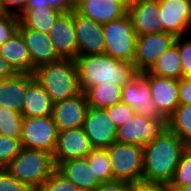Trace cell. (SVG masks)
I'll list each match as a JSON object with an SVG mask.
<instances>
[{
	"instance_id": "7bdbcfd3",
	"label": "cell",
	"mask_w": 191,
	"mask_h": 191,
	"mask_svg": "<svg viewBox=\"0 0 191 191\" xmlns=\"http://www.w3.org/2000/svg\"><path fill=\"white\" fill-rule=\"evenodd\" d=\"M15 72L8 63L0 56V81L12 77Z\"/></svg>"
},
{
	"instance_id": "484cf974",
	"label": "cell",
	"mask_w": 191,
	"mask_h": 191,
	"mask_svg": "<svg viewBox=\"0 0 191 191\" xmlns=\"http://www.w3.org/2000/svg\"><path fill=\"white\" fill-rule=\"evenodd\" d=\"M89 107L105 109L120 103L122 87L115 84H100L86 88L84 91Z\"/></svg>"
},
{
	"instance_id": "f546056e",
	"label": "cell",
	"mask_w": 191,
	"mask_h": 191,
	"mask_svg": "<svg viewBox=\"0 0 191 191\" xmlns=\"http://www.w3.org/2000/svg\"><path fill=\"white\" fill-rule=\"evenodd\" d=\"M24 116L0 106V134L9 138H20Z\"/></svg>"
},
{
	"instance_id": "7a4b0ae2",
	"label": "cell",
	"mask_w": 191,
	"mask_h": 191,
	"mask_svg": "<svg viewBox=\"0 0 191 191\" xmlns=\"http://www.w3.org/2000/svg\"><path fill=\"white\" fill-rule=\"evenodd\" d=\"M75 62L82 91L100 84L123 87L138 74L133 64L117 60L105 53L77 56Z\"/></svg>"
},
{
	"instance_id": "4fadbf2b",
	"label": "cell",
	"mask_w": 191,
	"mask_h": 191,
	"mask_svg": "<svg viewBox=\"0 0 191 191\" xmlns=\"http://www.w3.org/2000/svg\"><path fill=\"white\" fill-rule=\"evenodd\" d=\"M93 147L82 127L58 132L53 152L56 168L64 161L85 158Z\"/></svg>"
},
{
	"instance_id": "bcb514c9",
	"label": "cell",
	"mask_w": 191,
	"mask_h": 191,
	"mask_svg": "<svg viewBox=\"0 0 191 191\" xmlns=\"http://www.w3.org/2000/svg\"><path fill=\"white\" fill-rule=\"evenodd\" d=\"M168 191H174L168 184Z\"/></svg>"
},
{
	"instance_id": "9c48e42d",
	"label": "cell",
	"mask_w": 191,
	"mask_h": 191,
	"mask_svg": "<svg viewBox=\"0 0 191 191\" xmlns=\"http://www.w3.org/2000/svg\"><path fill=\"white\" fill-rule=\"evenodd\" d=\"M176 38L174 34L168 32H156L138 36L133 60L137 72L148 71L175 44Z\"/></svg>"
},
{
	"instance_id": "44dd1931",
	"label": "cell",
	"mask_w": 191,
	"mask_h": 191,
	"mask_svg": "<svg viewBox=\"0 0 191 191\" xmlns=\"http://www.w3.org/2000/svg\"><path fill=\"white\" fill-rule=\"evenodd\" d=\"M34 79L33 74L15 73L0 81V106L22 114L27 87Z\"/></svg>"
},
{
	"instance_id": "60d3db41",
	"label": "cell",
	"mask_w": 191,
	"mask_h": 191,
	"mask_svg": "<svg viewBox=\"0 0 191 191\" xmlns=\"http://www.w3.org/2000/svg\"><path fill=\"white\" fill-rule=\"evenodd\" d=\"M132 191H168V184L140 182L134 184Z\"/></svg>"
},
{
	"instance_id": "d6986e66",
	"label": "cell",
	"mask_w": 191,
	"mask_h": 191,
	"mask_svg": "<svg viewBox=\"0 0 191 191\" xmlns=\"http://www.w3.org/2000/svg\"><path fill=\"white\" fill-rule=\"evenodd\" d=\"M48 36L61 58L75 60L78 56V44L74 26V10L62 13L55 21Z\"/></svg>"
},
{
	"instance_id": "ab89813d",
	"label": "cell",
	"mask_w": 191,
	"mask_h": 191,
	"mask_svg": "<svg viewBox=\"0 0 191 191\" xmlns=\"http://www.w3.org/2000/svg\"><path fill=\"white\" fill-rule=\"evenodd\" d=\"M179 103L191 104V78H181L179 81Z\"/></svg>"
},
{
	"instance_id": "2e32d148",
	"label": "cell",
	"mask_w": 191,
	"mask_h": 191,
	"mask_svg": "<svg viewBox=\"0 0 191 191\" xmlns=\"http://www.w3.org/2000/svg\"><path fill=\"white\" fill-rule=\"evenodd\" d=\"M131 0H75L74 10L96 23L105 24L127 14Z\"/></svg>"
},
{
	"instance_id": "d6a6232c",
	"label": "cell",
	"mask_w": 191,
	"mask_h": 191,
	"mask_svg": "<svg viewBox=\"0 0 191 191\" xmlns=\"http://www.w3.org/2000/svg\"><path fill=\"white\" fill-rule=\"evenodd\" d=\"M79 188L57 169L36 191H78Z\"/></svg>"
},
{
	"instance_id": "7402d4cb",
	"label": "cell",
	"mask_w": 191,
	"mask_h": 191,
	"mask_svg": "<svg viewBox=\"0 0 191 191\" xmlns=\"http://www.w3.org/2000/svg\"><path fill=\"white\" fill-rule=\"evenodd\" d=\"M0 56L15 73L33 74L35 71L31 64L29 50L19 31L0 45Z\"/></svg>"
},
{
	"instance_id": "6da1fadb",
	"label": "cell",
	"mask_w": 191,
	"mask_h": 191,
	"mask_svg": "<svg viewBox=\"0 0 191 191\" xmlns=\"http://www.w3.org/2000/svg\"><path fill=\"white\" fill-rule=\"evenodd\" d=\"M187 148L188 145L169 129L145 145L142 182L170 184Z\"/></svg>"
},
{
	"instance_id": "74e56055",
	"label": "cell",
	"mask_w": 191,
	"mask_h": 191,
	"mask_svg": "<svg viewBox=\"0 0 191 191\" xmlns=\"http://www.w3.org/2000/svg\"><path fill=\"white\" fill-rule=\"evenodd\" d=\"M27 1L28 0H0V12L20 16L25 10Z\"/></svg>"
},
{
	"instance_id": "277c9868",
	"label": "cell",
	"mask_w": 191,
	"mask_h": 191,
	"mask_svg": "<svg viewBox=\"0 0 191 191\" xmlns=\"http://www.w3.org/2000/svg\"><path fill=\"white\" fill-rule=\"evenodd\" d=\"M5 169L14 178L36 191L52 175L56 166L53 154L22 147Z\"/></svg>"
},
{
	"instance_id": "ba28073f",
	"label": "cell",
	"mask_w": 191,
	"mask_h": 191,
	"mask_svg": "<svg viewBox=\"0 0 191 191\" xmlns=\"http://www.w3.org/2000/svg\"><path fill=\"white\" fill-rule=\"evenodd\" d=\"M168 129V120L147 119L135 113L116 130V142L142 146L152 143Z\"/></svg>"
},
{
	"instance_id": "ac0fdd59",
	"label": "cell",
	"mask_w": 191,
	"mask_h": 191,
	"mask_svg": "<svg viewBox=\"0 0 191 191\" xmlns=\"http://www.w3.org/2000/svg\"><path fill=\"white\" fill-rule=\"evenodd\" d=\"M74 26L78 44V56L103 54L105 52L102 24L96 23L74 10Z\"/></svg>"
},
{
	"instance_id": "e575fe53",
	"label": "cell",
	"mask_w": 191,
	"mask_h": 191,
	"mask_svg": "<svg viewBox=\"0 0 191 191\" xmlns=\"http://www.w3.org/2000/svg\"><path fill=\"white\" fill-rule=\"evenodd\" d=\"M19 16L0 12V45L18 31Z\"/></svg>"
},
{
	"instance_id": "7c38bea8",
	"label": "cell",
	"mask_w": 191,
	"mask_h": 191,
	"mask_svg": "<svg viewBox=\"0 0 191 191\" xmlns=\"http://www.w3.org/2000/svg\"><path fill=\"white\" fill-rule=\"evenodd\" d=\"M82 128L93 149H107L116 142L117 128L106 109L89 107Z\"/></svg>"
},
{
	"instance_id": "3957f363",
	"label": "cell",
	"mask_w": 191,
	"mask_h": 191,
	"mask_svg": "<svg viewBox=\"0 0 191 191\" xmlns=\"http://www.w3.org/2000/svg\"><path fill=\"white\" fill-rule=\"evenodd\" d=\"M33 75L53 103L73 98L83 92L76 62L73 59L61 58L44 64L36 68Z\"/></svg>"
},
{
	"instance_id": "ffe728a7",
	"label": "cell",
	"mask_w": 191,
	"mask_h": 191,
	"mask_svg": "<svg viewBox=\"0 0 191 191\" xmlns=\"http://www.w3.org/2000/svg\"><path fill=\"white\" fill-rule=\"evenodd\" d=\"M29 50L34 69L61 59L48 34L31 28H18Z\"/></svg>"
},
{
	"instance_id": "b9f144b4",
	"label": "cell",
	"mask_w": 191,
	"mask_h": 191,
	"mask_svg": "<svg viewBox=\"0 0 191 191\" xmlns=\"http://www.w3.org/2000/svg\"><path fill=\"white\" fill-rule=\"evenodd\" d=\"M74 1L75 0H45V3L63 13H67L74 10Z\"/></svg>"
},
{
	"instance_id": "30bf717a",
	"label": "cell",
	"mask_w": 191,
	"mask_h": 191,
	"mask_svg": "<svg viewBox=\"0 0 191 191\" xmlns=\"http://www.w3.org/2000/svg\"><path fill=\"white\" fill-rule=\"evenodd\" d=\"M121 102L132 107L137 114L147 119L168 120L161 115L153 104L149 83L141 73H138L122 87Z\"/></svg>"
},
{
	"instance_id": "e0dca14e",
	"label": "cell",
	"mask_w": 191,
	"mask_h": 191,
	"mask_svg": "<svg viewBox=\"0 0 191 191\" xmlns=\"http://www.w3.org/2000/svg\"><path fill=\"white\" fill-rule=\"evenodd\" d=\"M159 0H131L127 14L137 36L163 32L160 23Z\"/></svg>"
},
{
	"instance_id": "836d02e7",
	"label": "cell",
	"mask_w": 191,
	"mask_h": 191,
	"mask_svg": "<svg viewBox=\"0 0 191 191\" xmlns=\"http://www.w3.org/2000/svg\"><path fill=\"white\" fill-rule=\"evenodd\" d=\"M105 109L109 115V119L112 120L116 128L126 124L136 113L132 107H129L127 104L122 102Z\"/></svg>"
},
{
	"instance_id": "5bb4252c",
	"label": "cell",
	"mask_w": 191,
	"mask_h": 191,
	"mask_svg": "<svg viewBox=\"0 0 191 191\" xmlns=\"http://www.w3.org/2000/svg\"><path fill=\"white\" fill-rule=\"evenodd\" d=\"M159 12L163 32L179 37L191 28V0H159Z\"/></svg>"
},
{
	"instance_id": "5b68a950",
	"label": "cell",
	"mask_w": 191,
	"mask_h": 191,
	"mask_svg": "<svg viewBox=\"0 0 191 191\" xmlns=\"http://www.w3.org/2000/svg\"><path fill=\"white\" fill-rule=\"evenodd\" d=\"M105 39V54L117 60L133 64L137 35L131 20L125 16L102 24Z\"/></svg>"
},
{
	"instance_id": "603a6c76",
	"label": "cell",
	"mask_w": 191,
	"mask_h": 191,
	"mask_svg": "<svg viewBox=\"0 0 191 191\" xmlns=\"http://www.w3.org/2000/svg\"><path fill=\"white\" fill-rule=\"evenodd\" d=\"M56 169L79 190L95 191L101 185L86 158L64 161Z\"/></svg>"
},
{
	"instance_id": "d590c367",
	"label": "cell",
	"mask_w": 191,
	"mask_h": 191,
	"mask_svg": "<svg viewBox=\"0 0 191 191\" xmlns=\"http://www.w3.org/2000/svg\"><path fill=\"white\" fill-rule=\"evenodd\" d=\"M183 39L184 36L177 37L175 44L178 46L182 61V78H191V39Z\"/></svg>"
},
{
	"instance_id": "9a60e30c",
	"label": "cell",
	"mask_w": 191,
	"mask_h": 191,
	"mask_svg": "<svg viewBox=\"0 0 191 191\" xmlns=\"http://www.w3.org/2000/svg\"><path fill=\"white\" fill-rule=\"evenodd\" d=\"M89 105L84 92L79 95L53 103L52 118L58 131L83 127Z\"/></svg>"
},
{
	"instance_id": "83f0119b",
	"label": "cell",
	"mask_w": 191,
	"mask_h": 191,
	"mask_svg": "<svg viewBox=\"0 0 191 191\" xmlns=\"http://www.w3.org/2000/svg\"><path fill=\"white\" fill-rule=\"evenodd\" d=\"M168 129L188 146L191 144V104H179L168 118Z\"/></svg>"
},
{
	"instance_id": "f6af8a7d",
	"label": "cell",
	"mask_w": 191,
	"mask_h": 191,
	"mask_svg": "<svg viewBox=\"0 0 191 191\" xmlns=\"http://www.w3.org/2000/svg\"><path fill=\"white\" fill-rule=\"evenodd\" d=\"M174 191H191V186H170Z\"/></svg>"
},
{
	"instance_id": "52a82bcc",
	"label": "cell",
	"mask_w": 191,
	"mask_h": 191,
	"mask_svg": "<svg viewBox=\"0 0 191 191\" xmlns=\"http://www.w3.org/2000/svg\"><path fill=\"white\" fill-rule=\"evenodd\" d=\"M58 128L51 115L24 117L20 142L23 148L44 150L53 154L58 137Z\"/></svg>"
},
{
	"instance_id": "1f68e13d",
	"label": "cell",
	"mask_w": 191,
	"mask_h": 191,
	"mask_svg": "<svg viewBox=\"0 0 191 191\" xmlns=\"http://www.w3.org/2000/svg\"><path fill=\"white\" fill-rule=\"evenodd\" d=\"M20 138H9L0 134V169L5 168L20 152Z\"/></svg>"
},
{
	"instance_id": "cb8c5ba5",
	"label": "cell",
	"mask_w": 191,
	"mask_h": 191,
	"mask_svg": "<svg viewBox=\"0 0 191 191\" xmlns=\"http://www.w3.org/2000/svg\"><path fill=\"white\" fill-rule=\"evenodd\" d=\"M53 101L43 86L35 79L28 85L22 108L24 117H45L52 115Z\"/></svg>"
},
{
	"instance_id": "4316f807",
	"label": "cell",
	"mask_w": 191,
	"mask_h": 191,
	"mask_svg": "<svg viewBox=\"0 0 191 191\" xmlns=\"http://www.w3.org/2000/svg\"><path fill=\"white\" fill-rule=\"evenodd\" d=\"M178 46L169 48L148 70L150 74L180 80L182 78V61Z\"/></svg>"
},
{
	"instance_id": "d4e9b609",
	"label": "cell",
	"mask_w": 191,
	"mask_h": 191,
	"mask_svg": "<svg viewBox=\"0 0 191 191\" xmlns=\"http://www.w3.org/2000/svg\"><path fill=\"white\" fill-rule=\"evenodd\" d=\"M63 12L54 7L25 9L19 16L18 28H31L48 34L55 21Z\"/></svg>"
},
{
	"instance_id": "8fae6325",
	"label": "cell",
	"mask_w": 191,
	"mask_h": 191,
	"mask_svg": "<svg viewBox=\"0 0 191 191\" xmlns=\"http://www.w3.org/2000/svg\"><path fill=\"white\" fill-rule=\"evenodd\" d=\"M149 83L153 104L168 119L179 106V81L178 79L159 77L148 71L141 73Z\"/></svg>"
},
{
	"instance_id": "8992f818",
	"label": "cell",
	"mask_w": 191,
	"mask_h": 191,
	"mask_svg": "<svg viewBox=\"0 0 191 191\" xmlns=\"http://www.w3.org/2000/svg\"><path fill=\"white\" fill-rule=\"evenodd\" d=\"M114 180L142 182L143 147L115 142L107 148Z\"/></svg>"
},
{
	"instance_id": "ee69618b",
	"label": "cell",
	"mask_w": 191,
	"mask_h": 191,
	"mask_svg": "<svg viewBox=\"0 0 191 191\" xmlns=\"http://www.w3.org/2000/svg\"><path fill=\"white\" fill-rule=\"evenodd\" d=\"M50 7L45 0H28L25 9H39V8Z\"/></svg>"
},
{
	"instance_id": "4dcf8cb0",
	"label": "cell",
	"mask_w": 191,
	"mask_h": 191,
	"mask_svg": "<svg viewBox=\"0 0 191 191\" xmlns=\"http://www.w3.org/2000/svg\"><path fill=\"white\" fill-rule=\"evenodd\" d=\"M169 186H191V148L183 152Z\"/></svg>"
},
{
	"instance_id": "8d00e7d4",
	"label": "cell",
	"mask_w": 191,
	"mask_h": 191,
	"mask_svg": "<svg viewBox=\"0 0 191 191\" xmlns=\"http://www.w3.org/2000/svg\"><path fill=\"white\" fill-rule=\"evenodd\" d=\"M0 191H34L14 178L5 168L0 169Z\"/></svg>"
},
{
	"instance_id": "f1b7e54d",
	"label": "cell",
	"mask_w": 191,
	"mask_h": 191,
	"mask_svg": "<svg viewBox=\"0 0 191 191\" xmlns=\"http://www.w3.org/2000/svg\"><path fill=\"white\" fill-rule=\"evenodd\" d=\"M85 158L101 183L114 181L107 149H93Z\"/></svg>"
},
{
	"instance_id": "f35d334b",
	"label": "cell",
	"mask_w": 191,
	"mask_h": 191,
	"mask_svg": "<svg viewBox=\"0 0 191 191\" xmlns=\"http://www.w3.org/2000/svg\"><path fill=\"white\" fill-rule=\"evenodd\" d=\"M134 184L127 181L114 180L104 182L95 191H132Z\"/></svg>"
}]
</instances>
